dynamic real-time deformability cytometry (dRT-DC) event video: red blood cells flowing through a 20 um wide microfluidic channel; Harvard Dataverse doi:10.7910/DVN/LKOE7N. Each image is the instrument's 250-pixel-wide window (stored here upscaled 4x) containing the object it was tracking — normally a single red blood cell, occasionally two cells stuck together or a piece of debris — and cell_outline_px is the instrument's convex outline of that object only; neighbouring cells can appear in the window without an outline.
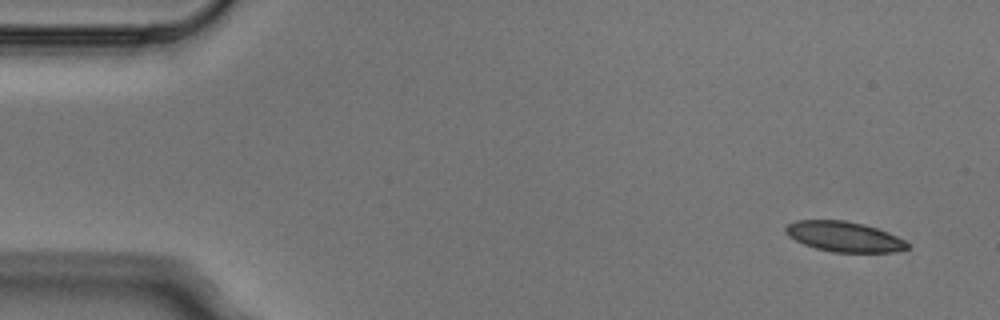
{"species": "Egyptian fruit bat (a non-hibernating species)", "species_latin": "Rousettus aegyptiacus", "temperature_condition": "cold", "stored_images_in_passage": 4, "camera_frame_rate_fps": 3000, "um_per_image_px": 0.085, "animal": {"sex": "male"}, "frame": {"image": 1, "passage_image": 1, "time_ms": 0.0, "image_size_px": [1000, 320], "cell_outline_px": [[908, 248], [896, 252], [832, 252], [816, 248], [804, 244], [788, 236], [784, 232], [784, 228], [788, 224], [796, 220], [844, 220], [864, 224], [888, 232], [904, 240], [908, 244]], "centroid_in_image_um": [71.73, 20.11], "position_along_channel_um": 13.3, "area_um2": 21.39}}